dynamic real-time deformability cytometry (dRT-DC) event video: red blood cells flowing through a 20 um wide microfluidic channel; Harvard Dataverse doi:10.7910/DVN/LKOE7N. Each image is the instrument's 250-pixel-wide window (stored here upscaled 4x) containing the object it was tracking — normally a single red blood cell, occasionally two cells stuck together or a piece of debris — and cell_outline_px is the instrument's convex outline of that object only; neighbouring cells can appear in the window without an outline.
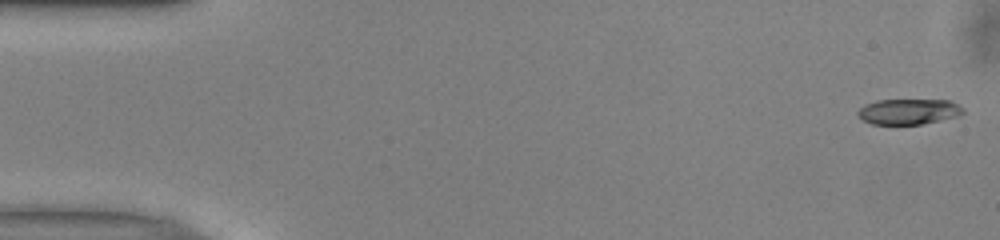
{"species": "common noctule bat (a hibernating species)", "species_latin": "Nyctalus noctula", "temperature_condition": "warm", "stored_images_in_passage": 51, "camera_frame_rate_fps": 3000, "um_per_image_px": 0.085, "animal": {"sex": "male", "body_mass_g": 13.0, "forearm_length_mm": 53.1}, "frame": {"image": 1, "passage_image": 1, "time_ms": 0.0, "image_size_px": [1000, 240], "cell_outline_px": [[964, 112], [956, 116], [940, 120], [920, 124], [872, 124], [864, 120], [856, 112], [864, 104], [876, 100], [948, 100], [964, 108]], "centroid_in_image_um": [77.21, 9.47], "position_along_channel_um": 7.8, "area_um2": 15.49}}
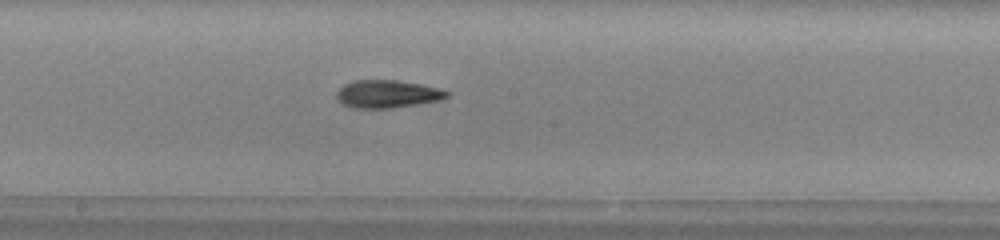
{"frame": {"image": 2, "passage_image": 27, "time_ms": 8.667, "image_size_px": [1000, 240], "cell_outline_px": [[452, 92], [444, 100], [392, 108], [352, 108], [336, 100], [336, 92], [344, 84], [352, 80], [396, 80], [420, 84]], "centroid_in_image_um": [32.92, 7.99], "position_along_channel_um": 215.3, "area_um2": 18.03}}
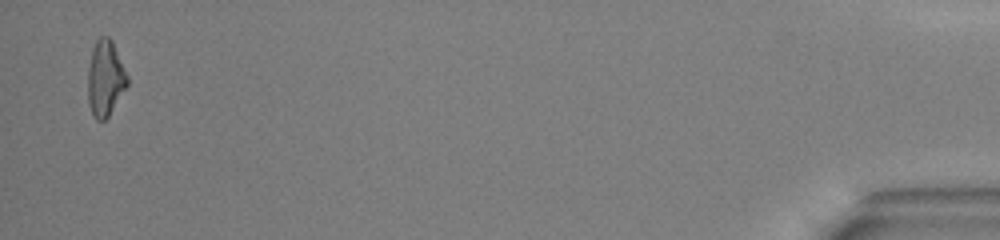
{"frame": {"image": 3, "passage_image": 50, "time_ms": 16.333, "image_size_px": [1000, 240], "cell_outline_px": [[128, 84], [108, 116], [104, 120], [96, 120], [92, 116], [88, 100], [88, 68], [92, 48], [96, 40], [100, 36], [108, 36], [112, 40], [128, 76]], "centroid_in_image_um": [8.94, 6.64], "position_along_channel_um": 426.3, "area_um2": 17.4}, "authors_computed_cell_mechanics": {"area_um2": 17.1666, "velocity_mm_per_s": 3.9994, "shape_relaxation_time_tau1_ms": 3.8961, "shape_relaxation_time_tau2_ms": 5.1521, "deformation_change_tau1": 0.1575, "deformation_change_tau2": 0.1234}}